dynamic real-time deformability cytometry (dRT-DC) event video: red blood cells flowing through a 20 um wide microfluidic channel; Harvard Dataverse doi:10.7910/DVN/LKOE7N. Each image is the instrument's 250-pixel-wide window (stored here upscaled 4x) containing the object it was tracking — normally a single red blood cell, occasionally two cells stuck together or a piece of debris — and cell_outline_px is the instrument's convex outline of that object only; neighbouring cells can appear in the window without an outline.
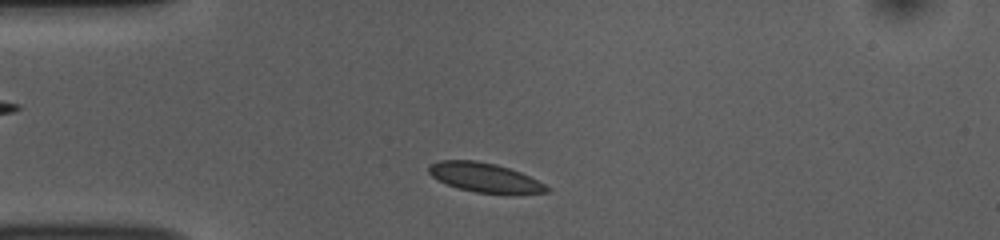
{"species": "common noctule bat (a hibernating species)", "species_latin": "Nyctalus noctula", "temperature_condition": "room temperature", "stored_images_in_passage": 43, "camera_frame_rate_fps": 3000, "um_per_image_px": 0.085, "animal": {"sex": "female", "body_mass_g": 10.0, "forearm_length_mm": 53.1}, "frame": {"image": 1, "passage_image": 3, "time_ms": 0.667, "image_size_px": [1000, 240], "cell_outline_px": [[552, 188], [548, 192], [476, 192], [456, 188], [432, 176], [428, 172], [428, 164], [440, 160], [476, 160], [496, 164], [520, 172]], "centroid_in_image_um": [41.13, 15.05], "position_along_channel_um": 43.9, "area_um2": 19.59}}
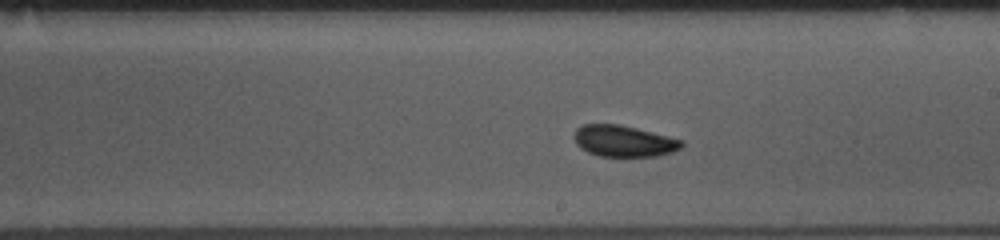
{"frame": {"image": 2, "passage_image": 20, "time_ms": 6.333, "image_size_px": [1000, 240], "cell_outline_px": [[684, 144], [680, 148], [672, 152], [656, 156], [600, 156], [588, 152], [580, 148], [576, 144], [572, 136], [576, 128], [580, 124], [620, 124], [684, 140]], "centroid_in_image_um": [52.98, 11.98], "position_along_channel_um": 236.0, "area_um2": 19.77}}
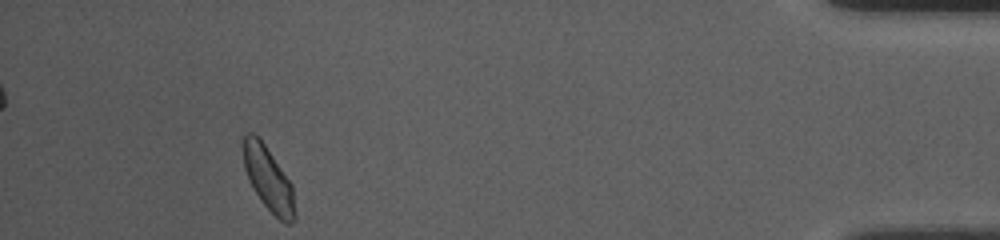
{"frame": {"image": 3, "passage_image": 39, "time_ms": 12.667, "image_size_px": [1000, 240], "cell_outline_px": [[296, 220], [292, 224], [284, 224], [260, 200], [244, 168], [244, 136], [248, 132], [252, 132], [264, 144], [292, 184], [296, 216]], "centroid_in_image_um": [22.86, 15.27], "position_along_channel_um": 412.3, "area_um2": 18.79}, "authors_computed_cell_mechanics": {"area_um2": 19.7098, "velocity_mm_per_s": 3.736, "shape_relaxation_time_tau1_ms": 1.3731, "shape_relaxation_time_tau2_ms": 1.1189, "deformation_change_tau1": 0.0632, "deformation_change_tau2": 0.0576}}